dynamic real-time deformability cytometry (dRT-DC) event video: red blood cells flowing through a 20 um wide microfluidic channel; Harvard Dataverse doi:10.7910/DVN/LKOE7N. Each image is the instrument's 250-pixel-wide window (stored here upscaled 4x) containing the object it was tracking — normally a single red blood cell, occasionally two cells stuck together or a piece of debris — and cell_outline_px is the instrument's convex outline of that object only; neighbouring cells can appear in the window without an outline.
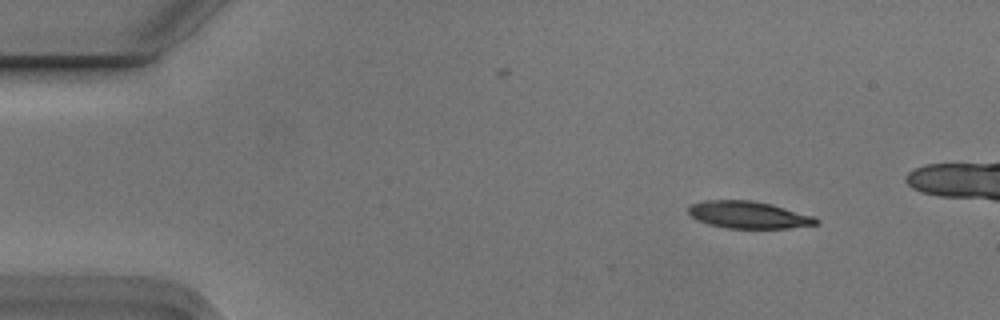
{"species": "Egyptian fruit bat (a non-hibernating species)", "species_latin": "Rousettus aegyptiacus", "temperature_condition": "cold", "stored_images_in_passage": 5, "camera_frame_rate_fps": 3000, "um_per_image_px": 0.085, "animal": {"sex": "male"}, "frame": {"image": 1, "passage_image": 1, "time_ms": 0.0, "image_size_px": [1000, 320], "cell_outline_px": [[820, 224], [788, 228], [728, 228], [708, 224], [696, 220], [688, 212], [688, 208], [692, 204], [704, 200], [752, 200], [772, 204], [816, 216], [820, 220]], "centroid_in_image_um": [63.67, 18.26], "position_along_channel_um": 21.3, "area_um2": 20.4}}